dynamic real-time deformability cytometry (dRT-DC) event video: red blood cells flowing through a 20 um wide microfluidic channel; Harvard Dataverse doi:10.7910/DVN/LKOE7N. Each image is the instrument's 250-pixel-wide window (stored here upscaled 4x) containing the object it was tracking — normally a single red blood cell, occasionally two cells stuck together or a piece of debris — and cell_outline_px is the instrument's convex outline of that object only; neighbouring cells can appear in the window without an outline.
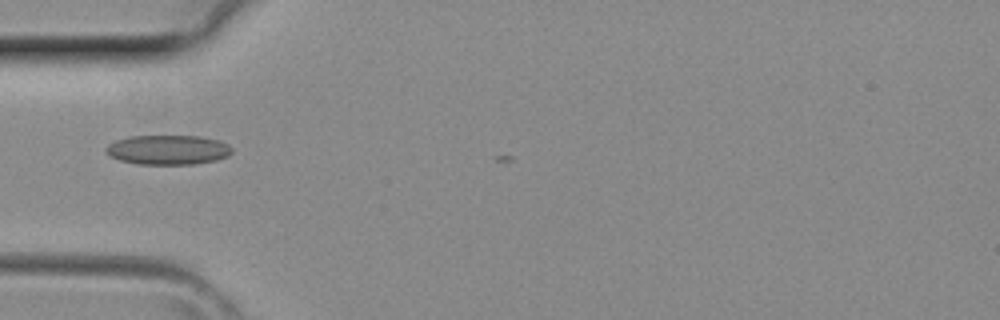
{"species": "common noctule bat (a hibernating species)", "species_latin": "Nyctalus noctula", "temperature_condition": "room temperature", "stored_images_in_passage": 1, "camera_frame_rate_fps": 3000, "um_per_image_px": 0.085, "animal": {"sex": "female", "body_mass_g": 29.2, "forearm_length_mm": 56.3}, "frame": {"image": 1, "passage_image": 1, "time_ms": 0.0, "image_size_px": [1000, 320], "cell_outline_px": [[232, 152], [228, 156], [216, 160], [196, 164], [140, 164], [120, 160], [104, 152], [104, 148], [108, 144], [116, 140], [128, 136], [200, 136], [220, 140], [228, 144], [232, 148]], "centroid_in_image_um": [14.29, 12.73], "position_along_channel_um": 70.7, "area_um2": 21.85}}